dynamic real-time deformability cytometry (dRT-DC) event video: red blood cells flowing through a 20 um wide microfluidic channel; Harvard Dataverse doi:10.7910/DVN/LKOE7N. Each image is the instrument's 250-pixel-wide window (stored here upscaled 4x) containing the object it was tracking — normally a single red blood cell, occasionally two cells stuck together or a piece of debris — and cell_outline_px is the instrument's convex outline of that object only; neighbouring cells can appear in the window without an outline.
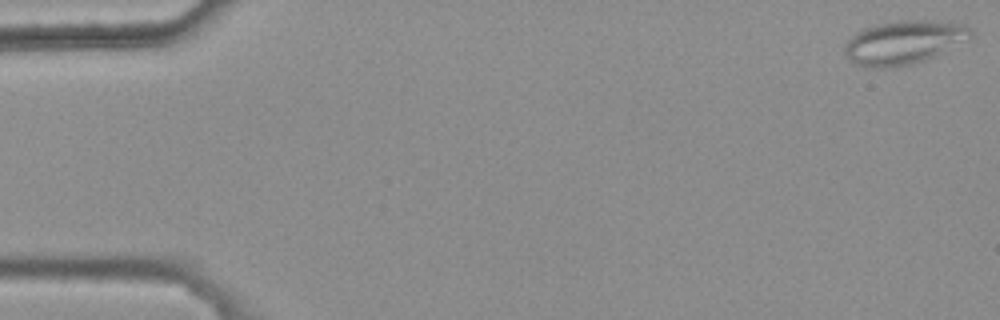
{"species": "common noctule bat (a hibernating species)", "species_latin": "Nyctalus noctula", "temperature_condition": "warm", "stored_images_in_passage": 6, "camera_frame_rate_fps": 3000, "um_per_image_px": 0.085, "animal": {"sex": "female", "body_mass_g": 25.1}, "frame": {"image": 1, "passage_image": 1, "time_ms": 0.0, "image_size_px": [1000, 320], "cell_outline_px": [[972, 36], [936, 56], [912, 64], [896, 68], [864, 68], [848, 60], [844, 52], [844, 44], [856, 32], [864, 28], [876, 24], [900, 20], [928, 20], [968, 24], [972, 32]], "centroid_in_image_um": [76.79, 3.61], "position_along_channel_um": 8.2, "area_um2": 32.43}}